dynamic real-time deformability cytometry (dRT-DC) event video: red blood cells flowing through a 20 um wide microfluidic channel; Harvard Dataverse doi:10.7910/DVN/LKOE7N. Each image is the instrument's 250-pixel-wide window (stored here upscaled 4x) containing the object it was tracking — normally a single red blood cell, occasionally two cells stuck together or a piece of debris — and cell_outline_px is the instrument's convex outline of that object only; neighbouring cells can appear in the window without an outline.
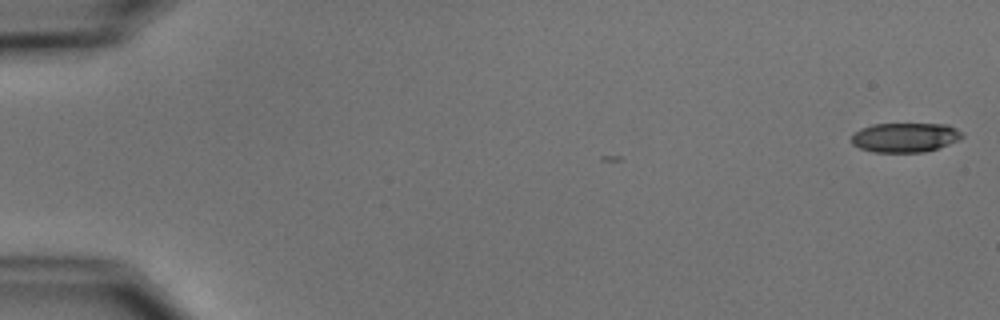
{"species": "common noctule bat (a hibernating species)", "species_latin": "Nyctalus noctula", "temperature_condition": "cold", "stored_images_in_passage": 3, "camera_frame_rate_fps": 3000, "um_per_image_px": 0.085, "animal": {"sex": "male", "body_mass_g": 15.6}, "frame": {"image": 1, "passage_image": 1, "time_ms": 0.0, "image_size_px": [1000, 320], "cell_outline_px": [[964, 136], [960, 140], [924, 152], [872, 152], [860, 148], [852, 144], [852, 136], [860, 128], [872, 124], [948, 124], [956, 128]], "centroid_in_image_um": [76.93, 11.68], "position_along_channel_um": 8.1, "area_um2": 18.96}}